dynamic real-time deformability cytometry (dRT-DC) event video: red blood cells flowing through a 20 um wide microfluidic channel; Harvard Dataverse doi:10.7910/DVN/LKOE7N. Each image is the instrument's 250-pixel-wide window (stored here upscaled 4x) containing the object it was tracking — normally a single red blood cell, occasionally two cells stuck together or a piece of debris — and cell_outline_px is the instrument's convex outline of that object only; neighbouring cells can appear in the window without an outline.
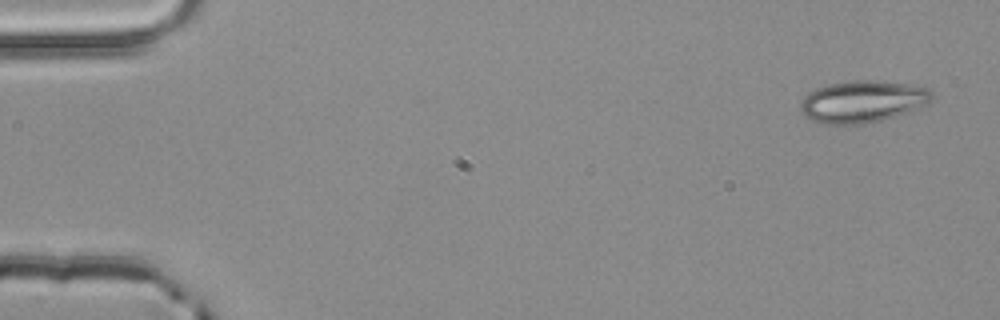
{"species": "common noctule bat (a hibernating species)", "species_latin": "Nyctalus noctula", "temperature_condition": "room temperature", "stored_images_in_passage": 4, "camera_frame_rate_fps": 3000, "um_per_image_px": 0.085, "animal": {"sex": "male", "body_mass_g": 20.4}, "frame": {"image": 1, "passage_image": 1, "time_ms": 0.0, "image_size_px": [1000, 320], "cell_outline_px": [[932, 100], [924, 104], [904, 112], [880, 120], [864, 124], [824, 124], [812, 120], [800, 108], [800, 104], [804, 96], [808, 92], [816, 88], [828, 84], [852, 80], [876, 80], [912, 84], [928, 88], [932, 92]], "centroid_in_image_um": [73.29, 8.6], "position_along_channel_um": 11.7, "area_um2": 31.79}}